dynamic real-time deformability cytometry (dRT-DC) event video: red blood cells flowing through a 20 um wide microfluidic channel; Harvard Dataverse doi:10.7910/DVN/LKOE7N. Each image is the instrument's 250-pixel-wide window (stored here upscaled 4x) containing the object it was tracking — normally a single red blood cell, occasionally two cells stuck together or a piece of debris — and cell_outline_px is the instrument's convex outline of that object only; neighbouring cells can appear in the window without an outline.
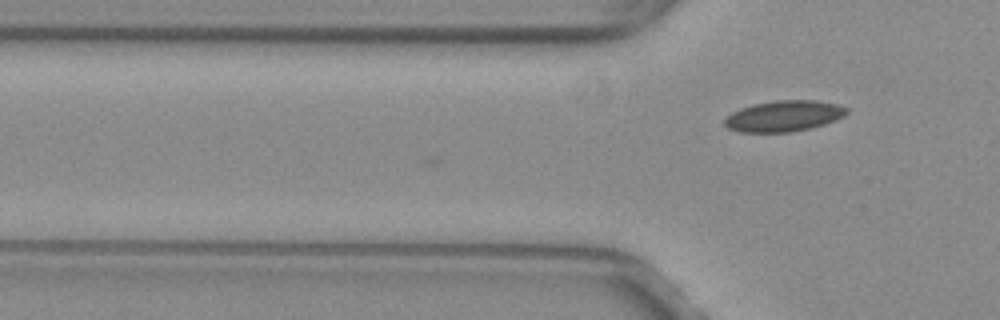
{"species": "common noctule bat (a hibernating species)", "species_latin": "Nyctalus noctula", "temperature_condition": "warm", "stored_images_in_passage": 2, "camera_frame_rate_fps": 3000, "um_per_image_px": 0.085, "animal": {"sex": "female", "body_mass_g": 29.2, "forearm_length_mm": 56.3}, "frame": {"image": 1, "passage_image": 2, "time_ms": 0.333, "image_size_px": [1000, 320], "cell_outline_px": [[848, 112], [844, 116], [836, 120], [824, 124], [808, 128], [788, 132], [740, 132], [728, 128], [724, 124], [724, 120], [732, 112], [740, 108], [752, 104], [776, 100], [816, 100], [840, 104], [848, 108]], "centroid_in_image_um": [66.65, 9.85], "position_along_channel_um": 59.2, "area_um2": 22.08}}